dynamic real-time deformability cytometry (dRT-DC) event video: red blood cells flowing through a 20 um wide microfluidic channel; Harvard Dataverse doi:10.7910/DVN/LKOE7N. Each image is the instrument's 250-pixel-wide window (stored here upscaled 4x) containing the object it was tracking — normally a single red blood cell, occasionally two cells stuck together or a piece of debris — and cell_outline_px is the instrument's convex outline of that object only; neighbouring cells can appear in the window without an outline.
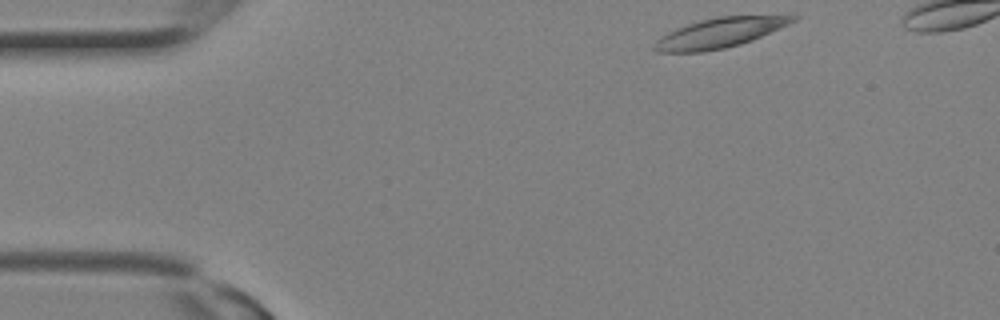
{"species": "Egyptian fruit bat (a non-hibernating species)", "species_latin": "Rousettus aegyptiacus", "temperature_condition": "room temperature", "stored_images_in_passage": 11, "camera_frame_rate_fps": 3000, "um_per_image_px": 0.085, "animal": {"sex": "female"}, "frame": {"image": 1, "passage_image": 1, "time_ms": 0.0, "image_size_px": [1000, 320], "cell_outline_px": [[800, 16], [796, 20], [788, 24], [752, 40], [740, 44], [724, 48], [704, 52], [656, 52], [652, 48], [652, 44], [660, 36], [676, 28], [700, 20], [716, 16]], "centroid_in_image_um": [61.08, 2.81], "position_along_channel_um": 23.9, "area_um2": 23.81}}
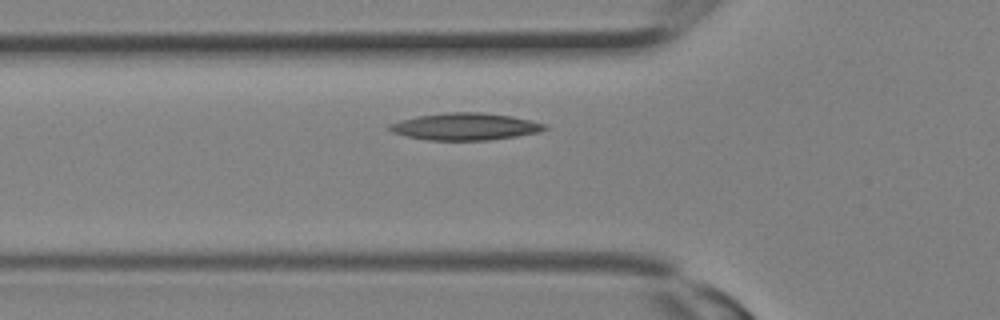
{"frame": {"image": 2, "passage_image": 7, "time_ms": 2.0, "image_size_px": [1000, 320], "cell_outline_px": [[548, 128], [540, 132], [516, 136], [488, 140], [428, 140], [408, 136], [392, 132], [388, 128], [388, 124], [400, 120], [416, 116], [444, 112], [480, 112], [512, 116], [532, 120], [548, 124]], "centroid_in_image_um": [39.57, 10.75], "position_along_channel_um": 86.2, "area_um2": 24.62}}
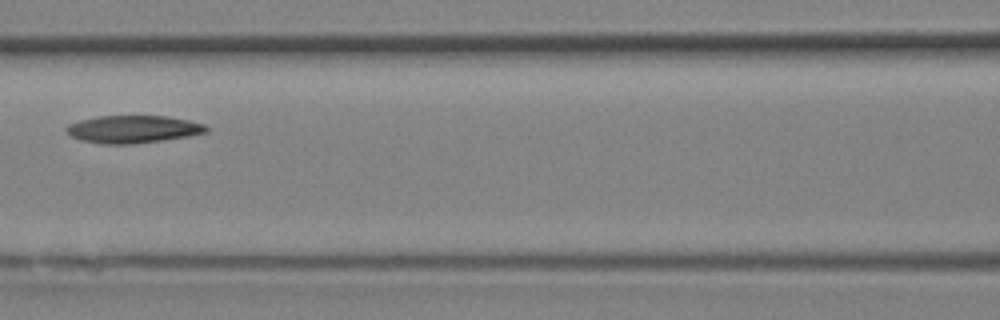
{"frame": {"image": 3, "passage_image": 10, "time_ms": 3.0, "image_size_px": [1000, 320], "cell_outline_px": [[208, 132], [188, 136], [132, 144], [100, 144], [80, 140], [72, 136], [64, 128], [68, 124], [80, 120], [100, 116], [168, 116], [188, 120], [204, 124], [208, 128]], "centroid_in_image_um": [11.29, 10.98], "position_along_channel_um": 155.3, "area_um2": 22.37}}